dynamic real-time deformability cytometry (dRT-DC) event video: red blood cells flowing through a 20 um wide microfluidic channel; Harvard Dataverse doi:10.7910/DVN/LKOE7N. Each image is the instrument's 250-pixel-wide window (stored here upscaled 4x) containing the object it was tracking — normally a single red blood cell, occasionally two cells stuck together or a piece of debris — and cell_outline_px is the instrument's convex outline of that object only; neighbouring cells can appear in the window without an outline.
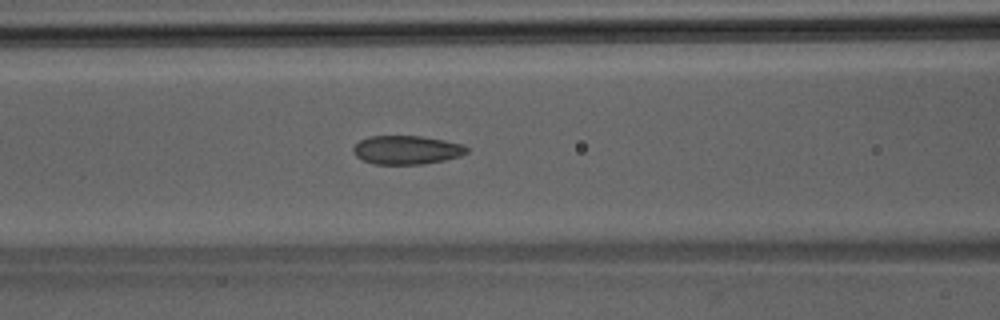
{"species": "Egyptian fruit bat (a non-hibernating species)", "species_latin": "Rousettus aegyptiacus", "temperature_condition": "room temperature", "stored_images_in_passage": 32, "camera_frame_rate_fps": 3000, "um_per_image_px": 0.085, "animal": {"sex": "male"}, "frame": {"image": 1, "passage_image": 5, "time_ms": 1.333, "image_size_px": [1000, 320], "cell_outline_px": [[468, 152], [460, 156], [444, 160], [424, 164], [376, 164], [364, 160], [356, 156], [352, 148], [360, 140], [368, 136], [420, 136], [444, 140], [464, 144], [468, 148]], "centroid_in_image_um": [34.59, 12.74], "position_along_channel_um": 132.0, "area_um2": 18.96}}
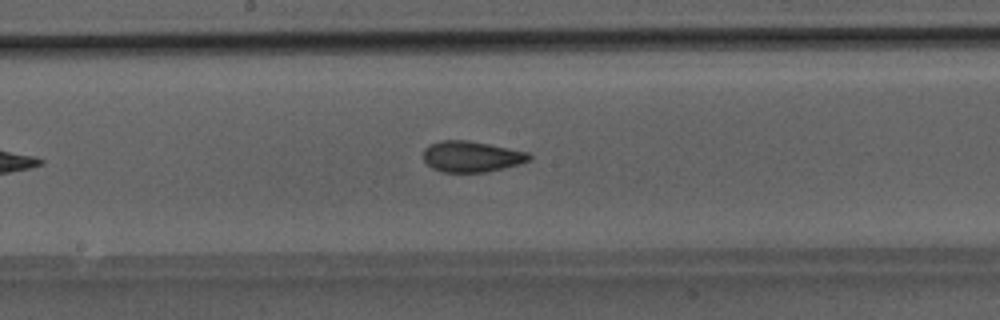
{"frame": {"image": 2, "passage_image": 10, "time_ms": 3.0, "image_size_px": [1000, 320], "cell_outline_px": [[532, 156], [528, 160], [516, 164], [484, 172], [444, 172], [432, 168], [424, 160], [424, 148], [428, 144], [440, 140], [468, 140], [528, 152]], "centroid_in_image_um": [40.01, 13.29], "position_along_channel_um": 208.2, "area_um2": 18.79}}
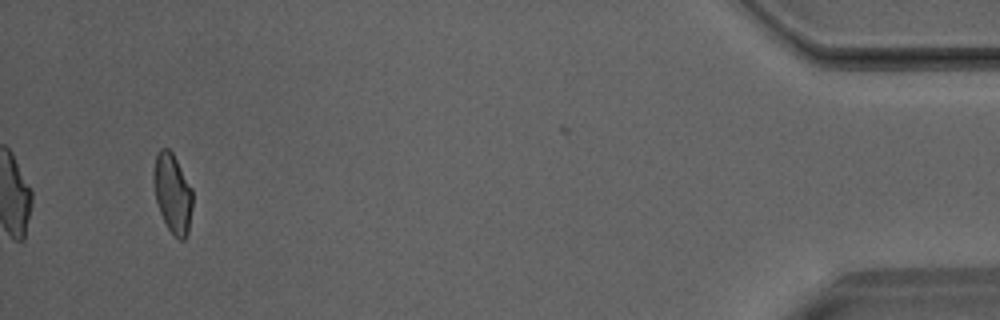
{"frame": {"image": 3, "passage_image": 29, "time_ms": 9.333, "image_size_px": [1000, 320], "cell_outline_px": [[192, 208], [188, 232], [184, 240], [180, 240], [168, 228], [160, 212], [156, 200], [152, 180], [152, 172], [156, 152], [160, 148], [168, 148], [172, 152], [192, 188]], "centroid_in_image_um": [14.65, 16.39], "position_along_channel_um": 420.6, "area_um2": 18.09}}